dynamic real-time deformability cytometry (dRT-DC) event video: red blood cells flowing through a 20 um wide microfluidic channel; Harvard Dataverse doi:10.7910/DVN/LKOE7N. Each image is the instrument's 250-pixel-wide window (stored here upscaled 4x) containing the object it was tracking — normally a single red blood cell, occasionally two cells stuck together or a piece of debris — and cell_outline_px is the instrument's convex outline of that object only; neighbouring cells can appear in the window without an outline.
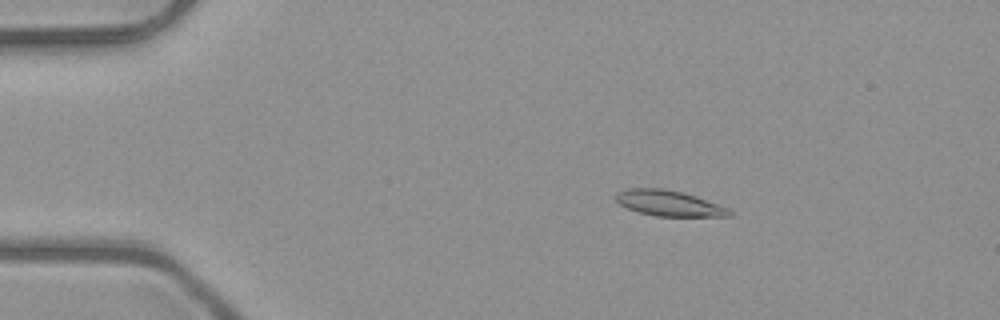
{"species": "common noctule bat (a hibernating species)", "species_latin": "Nyctalus noctula", "temperature_condition": "room temperature", "stored_images_in_passage": 52, "camera_frame_rate_fps": 3000, "um_per_image_px": 0.085, "animal": {"sex": "male", "body_mass_g": 23.1, "forearm_length_mm": 52.7}, "frame": {"image": 1, "passage_image": 10, "time_ms": 3.0, "image_size_px": [1000, 320], "cell_outline_px": [[732, 216], [656, 216], [640, 212], [628, 208], [620, 204], [616, 200], [616, 192], [628, 188], [664, 188], [696, 196], [728, 208], [732, 212]], "centroid_in_image_um": [56.85, 17.27], "position_along_channel_um": 28.2, "area_um2": 16.76}}
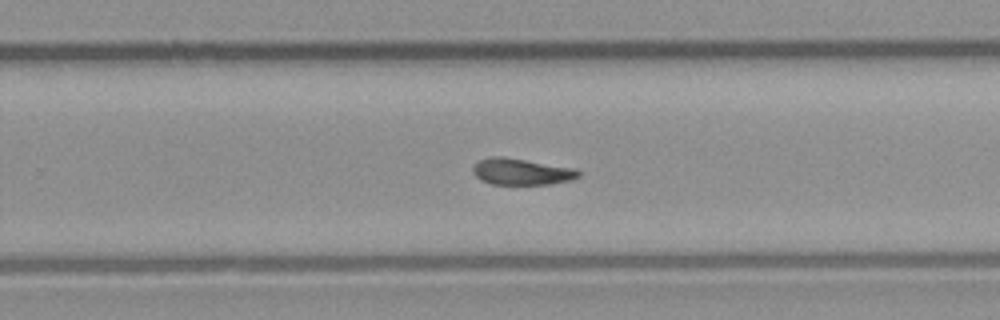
{"frame": {"image": 2, "passage_image": 34, "time_ms": 11.0, "image_size_px": [1000, 320], "cell_outline_px": [[580, 176], [572, 180], [552, 184], [492, 184], [480, 180], [472, 172], [472, 168], [476, 160], [488, 156], [500, 156], [576, 168], [580, 172]], "centroid_in_image_um": [44.3, 14.58], "position_along_channel_um": 285.5, "area_um2": 16.47}}
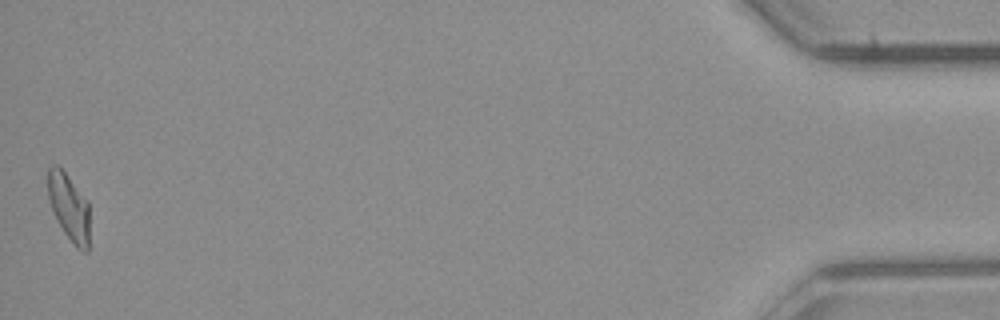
{"frame": {"image": 3, "passage_image": 52, "time_ms": 17.0, "image_size_px": [1000, 320], "cell_outline_px": [[88, 252], [84, 252], [76, 248], [64, 232], [52, 208], [48, 196], [48, 168], [52, 164], [56, 164], [64, 172], [88, 200]], "centroid_in_image_um": [5.87, 17.6], "position_along_channel_um": 429.3, "area_um2": 15.95}, "authors_computed_cell_mechanics": {"area_um2": 16.5597, "velocity_mm_per_s": 4.0461, "shape_relaxation_time_tau1_ms": null, "shape_relaxation_time_tau2_ms": 6.3958, "deformation_change_tau1": null, "deformation_change_tau2": 0.1442}}